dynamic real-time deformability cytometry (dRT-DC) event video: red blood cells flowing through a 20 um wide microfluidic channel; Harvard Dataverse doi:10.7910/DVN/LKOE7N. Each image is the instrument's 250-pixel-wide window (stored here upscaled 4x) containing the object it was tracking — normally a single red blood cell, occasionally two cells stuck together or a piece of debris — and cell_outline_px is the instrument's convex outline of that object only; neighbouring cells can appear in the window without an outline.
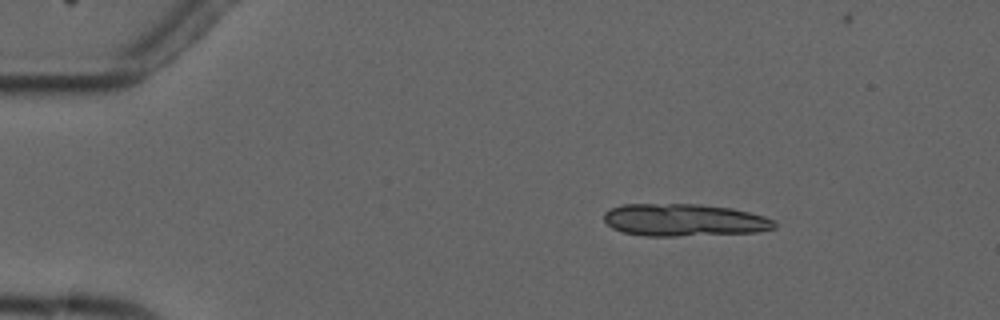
{"species": "common noctule bat (a hibernating species)", "species_latin": "Nyctalus noctula", "temperature_condition": "cold", "stored_images_in_passage": 6, "camera_frame_rate_fps": 3000, "um_per_image_px": 0.085, "animal": {"sex": "male", "forearm_length_mm": 52.5}, "frame": {"image": 1, "passage_image": 3, "time_ms": 2.333, "image_size_px": [1000, 320], "cell_outline_px": [[776, 228], [760, 232], [676, 236], [644, 236], [624, 232], [612, 228], [604, 220], [604, 212], [612, 208], [624, 204], [700, 204], [732, 208], [764, 216], [776, 220]], "centroid_in_image_um": [58.19, 18.7], "position_along_channel_um": 26.8, "area_um2": 32.31}}